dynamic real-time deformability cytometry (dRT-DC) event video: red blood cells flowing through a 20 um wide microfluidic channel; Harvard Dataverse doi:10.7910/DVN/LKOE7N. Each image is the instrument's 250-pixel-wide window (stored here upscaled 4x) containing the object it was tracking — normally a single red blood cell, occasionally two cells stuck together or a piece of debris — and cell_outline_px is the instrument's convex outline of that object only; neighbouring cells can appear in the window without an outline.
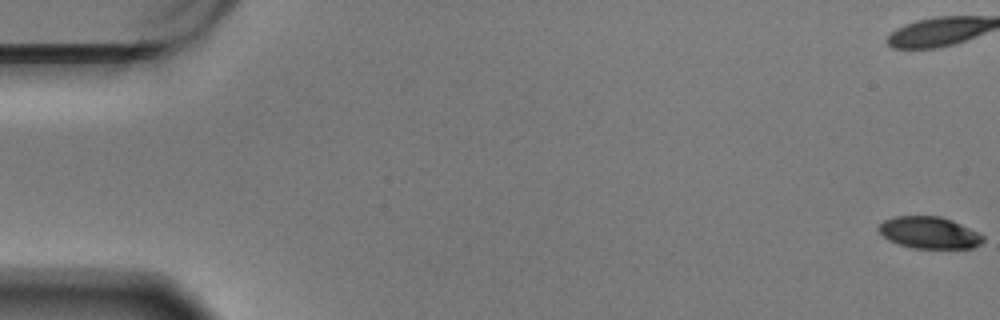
{"species": "Egyptian fruit bat (a non-hibernating species)", "species_latin": "Rousettus aegyptiacus", "temperature_condition": "warm", "stored_images_in_passage": 61, "camera_frame_rate_fps": 3000, "um_per_image_px": 0.085, "animal": {"sex": "male"}, "frame": {"image": 1, "passage_image": 1, "time_ms": 0.0, "image_size_px": [1000, 320], "cell_outline_px": [[984, 240], [980, 244], [972, 248], [912, 248], [888, 240], [876, 228], [884, 220], [892, 216], [940, 216], [952, 220], [984, 236]], "centroid_in_image_um": [78.95, 19.77], "position_along_channel_um": 6.0, "area_um2": 19.25}}
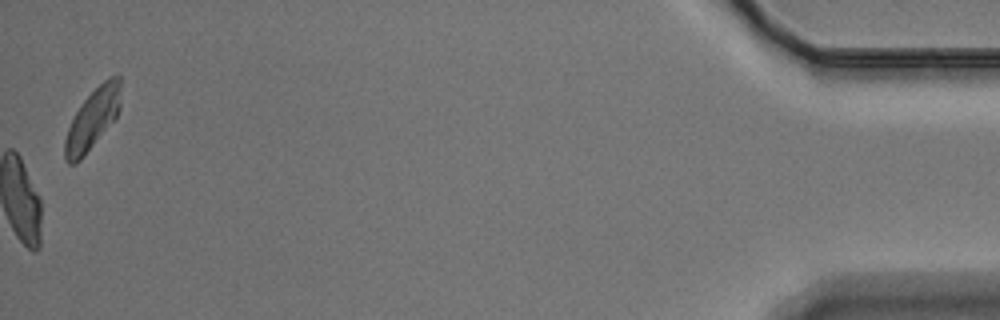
{"frame": {"image": 2, "passage_image": 61, "time_ms": 20.0, "image_size_px": [1000, 320], "cell_outline_px": [[120, 108], [116, 116], [80, 160], [76, 164], [68, 164], [64, 160], [64, 140], [68, 128], [80, 104], [108, 76], [120, 76]], "centroid_in_image_um": [7.84, 10.13], "position_along_channel_um": 427.4, "area_um2": 19.25}, "authors_computed_cell_mechanics": {"area_um2": 21.9062, "velocity_mm_per_s": 3.4333, "shape_relaxation_time_tau1_ms": 3.2962, "shape_relaxation_time_tau2_ms": 4.3819, "deformation_change_tau1": 0.1613, "deformation_change_tau2": 0.07}}